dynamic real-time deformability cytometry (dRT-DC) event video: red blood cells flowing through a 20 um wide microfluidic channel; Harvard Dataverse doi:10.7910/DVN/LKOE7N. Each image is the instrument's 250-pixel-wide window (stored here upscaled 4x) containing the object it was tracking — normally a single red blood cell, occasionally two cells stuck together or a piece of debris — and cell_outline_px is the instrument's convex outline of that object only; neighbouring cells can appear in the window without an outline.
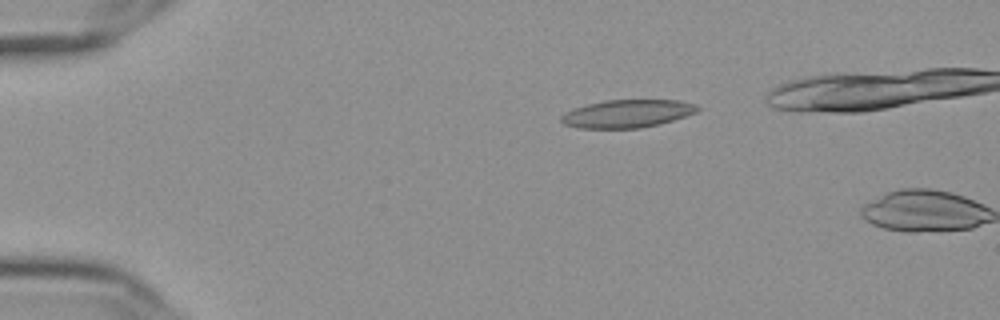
{"species": "Egyptian fruit bat (a non-hibernating species)", "species_latin": "Rousettus aegyptiacus", "temperature_condition": "cold", "stored_images_in_passage": 3, "camera_frame_rate_fps": 3000, "um_per_image_px": 0.085, "frame": {"image": 1, "passage_image": 2, "time_ms": 0.333, "image_size_px": [1000, 320], "cell_outline_px": [[700, 108], [696, 112], [660, 124], [640, 128], [580, 128], [564, 124], [560, 120], [560, 116], [564, 112], [588, 104], [604, 100], [680, 100], [696, 104]], "centroid_in_image_um": [53.31, 9.66], "position_along_channel_um": 31.7, "area_um2": 22.08}}